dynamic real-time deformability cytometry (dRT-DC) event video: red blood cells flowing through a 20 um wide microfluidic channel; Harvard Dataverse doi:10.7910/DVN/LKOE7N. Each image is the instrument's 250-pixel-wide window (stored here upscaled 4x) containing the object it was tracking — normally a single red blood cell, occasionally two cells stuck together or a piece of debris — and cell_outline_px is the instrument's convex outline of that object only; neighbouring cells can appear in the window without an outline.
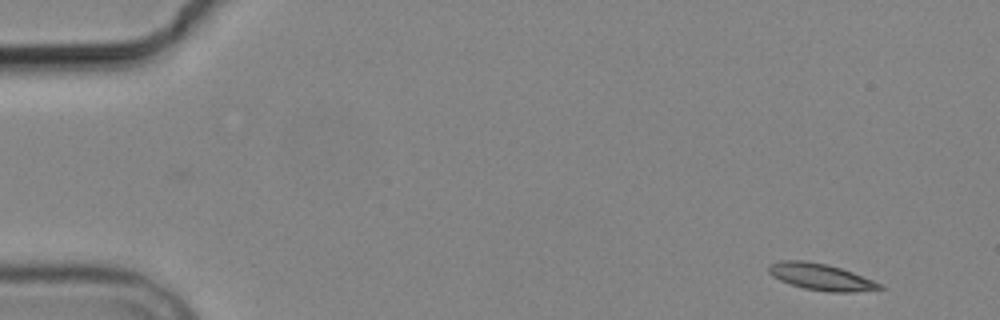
{"species": "common noctule bat (a hibernating species)", "species_latin": "Nyctalus noctula", "temperature_condition": "cold", "stored_images_in_passage": 4, "camera_frame_rate_fps": 3000, "um_per_image_px": 0.085, "animal": {"sex": "male", "body_mass_g": 19.2, "forearm_length_mm": 51.8}, "frame": {"image": 1, "passage_image": 1, "time_ms": 0.0, "image_size_px": [1000, 320], "cell_outline_px": [[884, 288], [852, 292], [828, 292], [804, 288], [780, 280], [772, 276], [768, 272], [768, 268], [772, 264], [780, 260], [804, 260], [828, 264], [852, 272], [884, 284]], "centroid_in_image_um": [69.79, 23.53], "position_along_channel_um": 15.2, "area_um2": 17.11}}
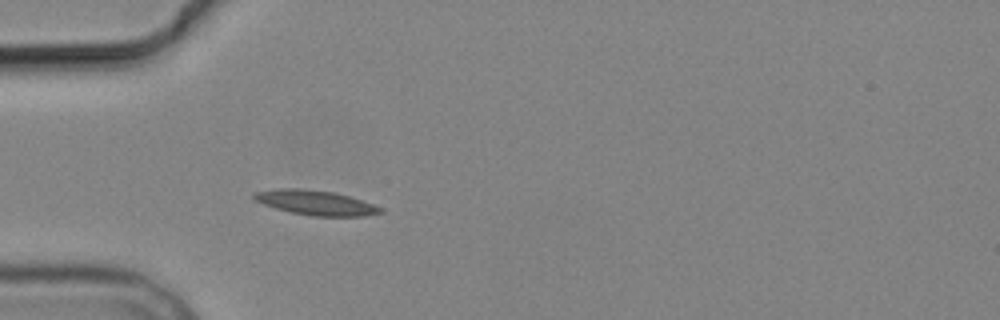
{"frame": {"image": 2, "passage_image": 4, "time_ms": 4.333, "image_size_px": [1000, 320], "cell_outline_px": [[384, 212], [364, 216], [312, 216], [288, 212], [264, 204], [256, 200], [252, 196], [256, 192], [276, 188], [300, 188], [332, 192], [348, 196], [384, 208]], "centroid_in_image_um": [26.83, 17.23], "position_along_channel_um": 58.2, "area_um2": 18.09}}